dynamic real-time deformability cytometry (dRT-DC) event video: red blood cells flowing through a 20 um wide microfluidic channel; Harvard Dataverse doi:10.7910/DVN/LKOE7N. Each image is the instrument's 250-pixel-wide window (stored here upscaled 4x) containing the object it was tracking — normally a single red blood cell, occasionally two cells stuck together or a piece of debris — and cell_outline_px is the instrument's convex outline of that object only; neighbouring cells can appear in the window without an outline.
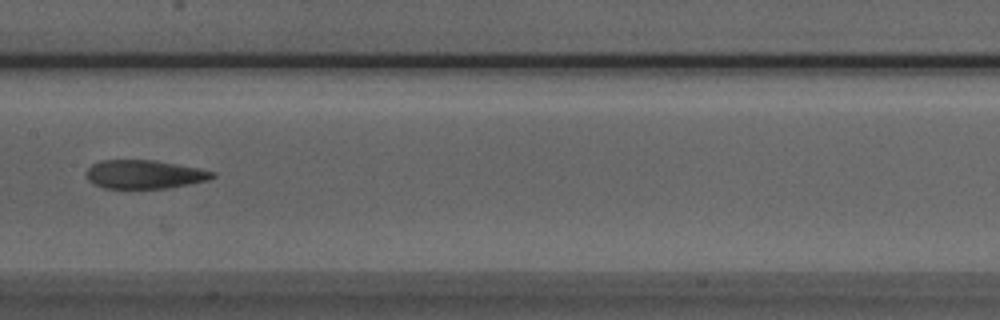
{"species": "Egyptian fruit bat (a non-hibernating species)", "species_latin": "Rousettus aegyptiacus", "temperature_condition": "room temperature", "stored_images_in_passage": 7, "camera_frame_rate_fps": 3000, "um_per_image_px": 0.085, "animal": {"sex": "male"}, "frame": {"image": 1, "passage_image": 7, "time_ms": 2.0, "image_size_px": [1000, 320], "cell_outline_px": [[216, 176], [208, 180], [168, 188], [104, 188], [92, 184], [88, 180], [88, 168], [92, 164], [100, 160], [152, 160], [196, 168], [216, 172]], "centroid_in_image_um": [12.26, 14.82], "position_along_channel_um": 195.1, "area_um2": 20.81}}